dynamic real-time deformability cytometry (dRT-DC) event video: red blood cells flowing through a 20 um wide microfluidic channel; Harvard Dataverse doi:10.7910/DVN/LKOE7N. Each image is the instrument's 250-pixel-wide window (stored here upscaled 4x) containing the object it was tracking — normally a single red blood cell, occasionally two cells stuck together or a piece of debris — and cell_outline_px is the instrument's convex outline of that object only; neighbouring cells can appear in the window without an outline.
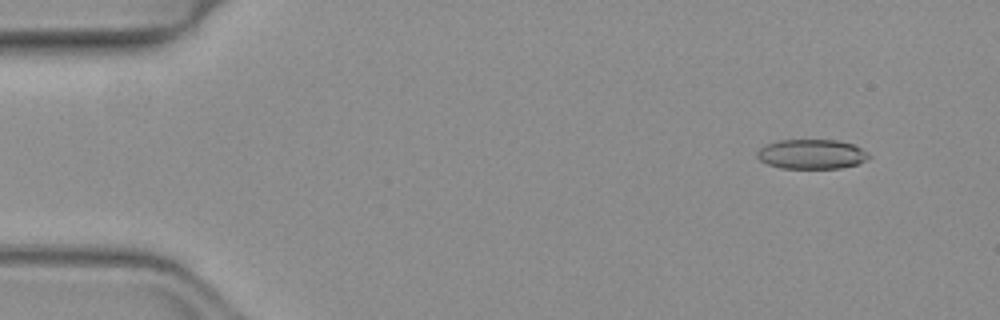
{"species": "common noctule bat (a hibernating species)", "species_latin": "Nyctalus noctula", "temperature_condition": "warm", "stored_images_in_passage": 49, "camera_frame_rate_fps": 3000, "um_per_image_px": 0.085, "animal": {"sex": "female", "body_mass_g": 19.3, "forearm_length_mm": 54.1}, "frame": {"image": 1, "passage_image": 5, "time_ms": 1.333, "image_size_px": [1000, 320], "cell_outline_px": [[872, 156], [868, 160], [856, 164], [840, 168], [784, 168], [768, 164], [760, 160], [756, 156], [756, 152], [760, 148], [776, 140], [840, 140], [852, 144], [860, 148]], "centroid_in_image_um": [69.0, 13.1], "position_along_channel_um": 16.0, "area_um2": 19.25}}
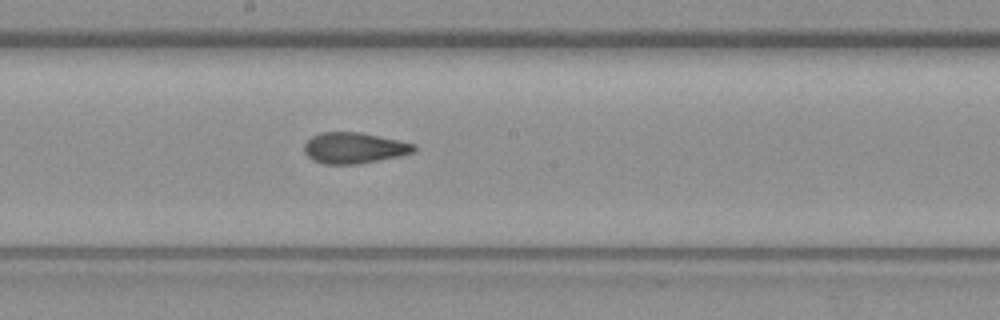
{"frame": {"image": 2, "passage_image": 28, "time_ms": 9.0, "image_size_px": [1000, 320], "cell_outline_px": [[416, 152], [400, 156], [356, 164], [324, 164], [312, 160], [304, 152], [304, 144], [312, 136], [320, 132], [360, 132], [416, 144]], "centroid_in_image_um": [30.1, 12.57], "position_along_channel_um": 218.1, "area_um2": 19.83}}
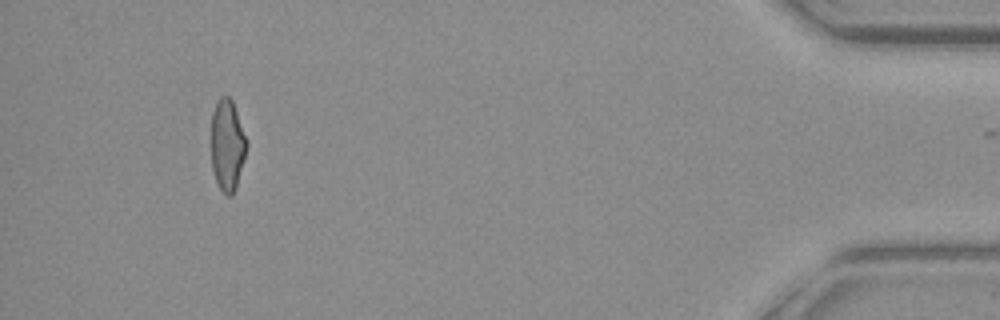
{"frame": {"image": 3, "passage_image": 48, "time_ms": 15.667, "image_size_px": [1000, 320], "cell_outline_px": [[248, 144], [236, 188], [232, 196], [228, 196], [220, 188], [216, 180], [212, 168], [212, 112], [216, 100], [220, 96], [228, 96], [232, 100], [248, 140]], "centroid_in_image_um": [19.33, 12.3], "position_along_channel_um": 415.9, "area_um2": 18.9}, "authors_computed_cell_mechanics": {"area_um2": 19.7098, "velocity_mm_per_s": 4.0487, "shape_relaxation_time_tau1_ms": 8.8588, "shape_relaxation_time_tau2_ms": 1.838, "deformation_change_tau1": 0.2166, "deformation_change_tau2": 0.094}}